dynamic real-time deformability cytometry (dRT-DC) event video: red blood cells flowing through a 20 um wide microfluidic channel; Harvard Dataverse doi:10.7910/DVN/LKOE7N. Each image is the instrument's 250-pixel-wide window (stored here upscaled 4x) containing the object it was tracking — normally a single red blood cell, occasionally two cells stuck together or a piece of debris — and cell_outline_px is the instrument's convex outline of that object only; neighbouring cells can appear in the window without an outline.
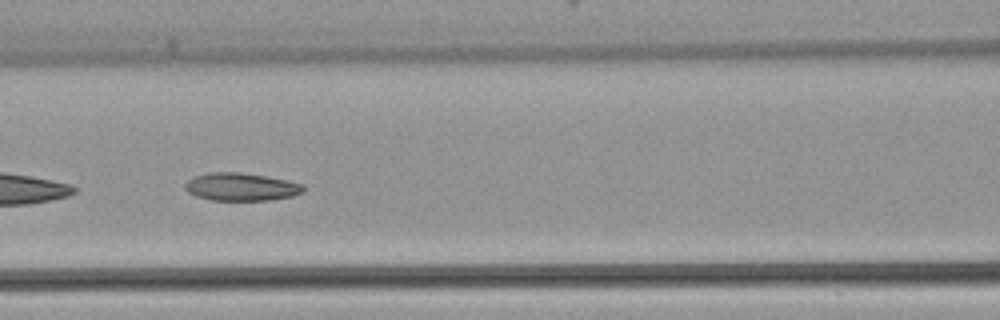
{"species": "common noctule bat (a hibernating species)", "species_latin": "Nyctalus noctula", "temperature_condition": "warm", "stored_images_in_passage": 47, "camera_frame_rate_fps": 3000, "um_per_image_px": 0.085, "animal": {"sex": "female", "body_mass_g": 22.7, "forearm_length_mm": 54.2}, "frame": {"image": 1, "passage_image": 21, "time_ms": 6.667, "image_size_px": [1000, 320], "cell_outline_px": [[304, 192], [292, 196], [272, 200], [212, 200], [196, 196], [188, 192], [184, 188], [184, 184], [188, 180], [196, 176], [208, 172], [240, 172], [264, 176], [304, 184]], "centroid_in_image_um": [20.49, 15.88], "position_along_channel_um": 146.1, "area_um2": 19.13}}
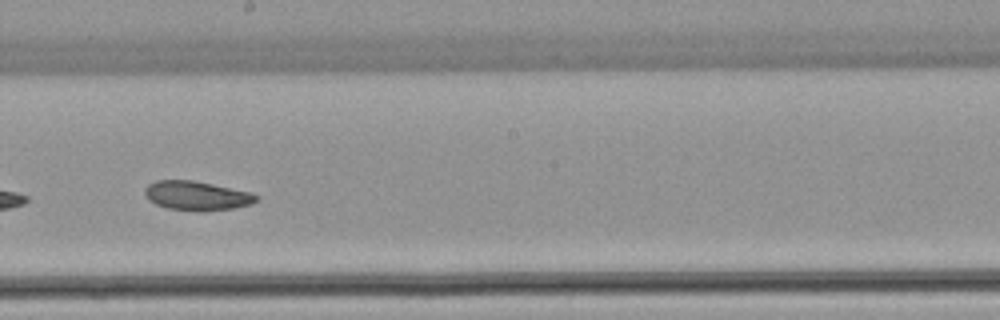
{"frame": {"image": 2, "passage_image": 27, "time_ms": 8.667, "image_size_px": [1000, 320], "cell_outline_px": [[260, 200], [252, 204], [232, 208], [204, 212], [200, 212], [168, 208], [156, 204], [148, 200], [144, 192], [144, 188], [148, 184], [156, 180], [192, 180], [252, 192], [260, 196]], "centroid_in_image_um": [16.75, 16.64], "position_along_channel_um": 231.4, "area_um2": 19.25}}